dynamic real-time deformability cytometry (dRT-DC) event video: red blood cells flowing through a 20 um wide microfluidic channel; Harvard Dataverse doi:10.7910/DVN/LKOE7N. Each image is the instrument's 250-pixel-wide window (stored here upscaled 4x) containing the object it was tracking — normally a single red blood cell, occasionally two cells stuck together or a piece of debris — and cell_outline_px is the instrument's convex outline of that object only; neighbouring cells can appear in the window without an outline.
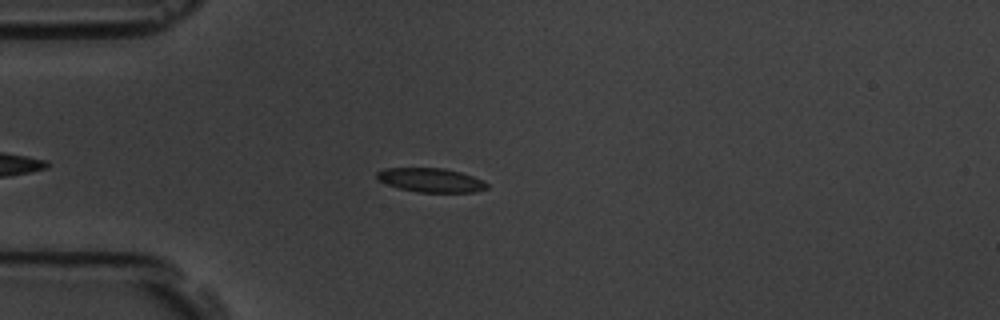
{"species": "common noctule bat (a hibernating species)", "species_latin": "Nyctalus noctula", "temperature_condition": "room temperature", "stored_images_in_passage": 45, "camera_frame_rate_fps": 3000, "um_per_image_px": 0.085, "animal": {"sex": "male", "body_mass_g": 19.5, "forearm_length_mm": 54.6}, "frame": {"image": 1, "passage_image": 8, "time_ms": 2.333, "image_size_px": [1000, 320], "cell_outline_px": [[488, 188], [476, 192], [416, 192], [400, 188], [376, 180], [376, 172], [384, 168], [444, 168], [460, 172], [484, 180], [488, 184]], "centroid_in_image_um": [36.62, 15.31], "position_along_channel_um": 48.4, "area_um2": 15.49}}
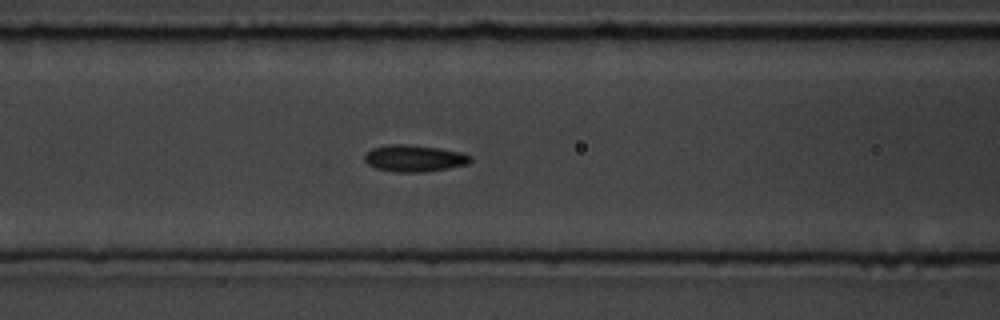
{"frame": {"image": 2, "passage_image": 16, "time_ms": 5.0, "image_size_px": [1000, 320], "cell_outline_px": [[472, 160], [468, 164], [448, 168], [424, 172], [392, 172], [376, 168], [368, 164], [364, 160], [364, 156], [372, 148], [392, 144], [404, 144], [436, 148], [460, 152], [472, 156]], "centroid_in_image_um": [35.21, 13.47], "position_along_channel_um": 131.4, "area_um2": 16.36}}
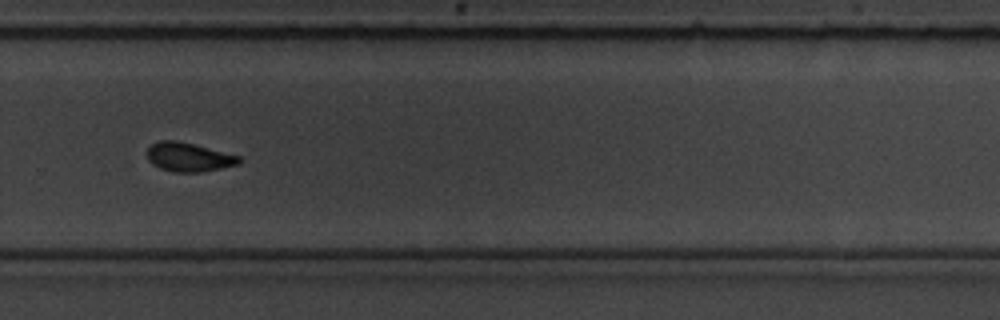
{"frame": {"image": 3, "passage_image": 31, "time_ms": 10.0, "image_size_px": [1000, 320], "cell_outline_px": [[244, 160], [240, 164], [200, 172], [176, 172], [160, 168], [152, 164], [148, 160], [148, 148], [152, 144], [160, 140], [176, 140], [240, 156]], "centroid_in_image_um": [16.06, 13.36], "position_along_channel_um": 313.7, "area_um2": 15.37}, "authors_computed_cell_mechanics": {"area_um2": 16.3574, "velocity_mm_per_s": 3.6567, "shape_relaxation_time_tau1_ms": 3.8846, "shape_relaxation_time_tau2_ms": 1.6424, "deformation_change_tau1": 0.1061, "deformation_change_tau2": 0.0607}}